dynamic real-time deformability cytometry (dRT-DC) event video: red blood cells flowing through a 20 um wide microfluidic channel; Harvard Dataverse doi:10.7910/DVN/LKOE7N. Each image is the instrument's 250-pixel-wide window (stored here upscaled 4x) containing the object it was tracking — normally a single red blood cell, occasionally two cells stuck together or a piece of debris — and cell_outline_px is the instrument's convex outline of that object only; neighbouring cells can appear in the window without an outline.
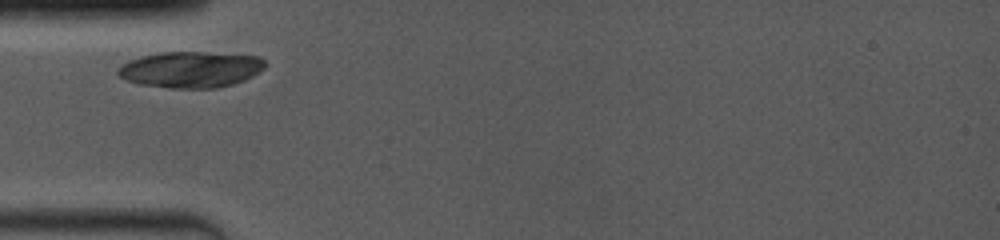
{"species": "common noctule bat (a hibernating species)", "species_latin": "Nyctalus noctula", "temperature_condition": "room temperature", "stored_images_in_passage": 4, "camera_frame_rate_fps": 4000, "um_per_image_px": 0.085, "animal": {"sex": "female", "body_mass_g": 19.0, "forearm_length_mm": 53.3}, "frame": {"image": 1, "passage_image": 1, "time_ms": 0.0, "image_size_px": [1000, 240], "cell_outline_px": [[264, 68], [252, 76], [244, 80], [232, 84], [216, 88], [168, 88], [140, 84], [124, 80], [116, 72], [120, 64], [128, 60], [160, 52], [208, 52], [260, 56], [264, 60]], "centroid_in_image_um": [16.18, 5.9], "position_along_channel_um": 68.8, "area_um2": 31.1}}
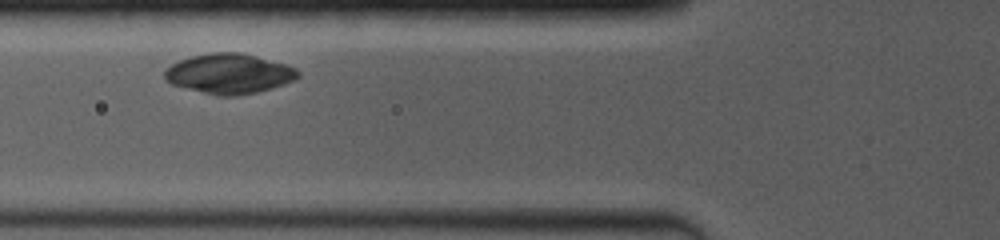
{"frame": {"image": 2, "passage_image": 2, "time_ms": 1.0, "image_size_px": [1000, 240], "cell_outline_px": [[300, 76], [296, 80], [272, 88], [256, 92], [236, 96], [216, 96], [172, 84], [164, 80], [164, 72], [172, 64], [180, 60], [192, 56], [212, 52], [240, 52], [256, 56], [284, 64], [296, 68], [300, 72]], "centroid_in_image_um": [19.49, 6.27], "position_along_channel_um": 106.3, "area_um2": 31.04}}
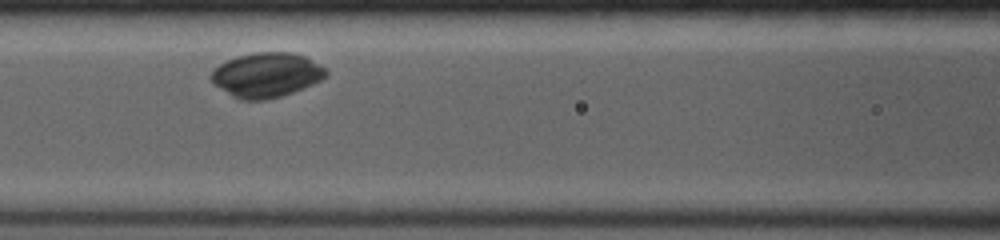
{"frame": {"image": 3, "passage_image": 3, "time_ms": 2.0, "image_size_px": [1000, 240], "cell_outline_px": [[328, 76], [312, 84], [292, 92], [280, 96], [264, 100], [240, 100], [232, 96], [216, 84], [208, 76], [220, 64], [236, 56], [256, 52], [292, 52], [304, 56], [328, 68]], "centroid_in_image_um": [22.68, 6.36], "position_along_channel_um": 143.9, "area_um2": 29.71}}